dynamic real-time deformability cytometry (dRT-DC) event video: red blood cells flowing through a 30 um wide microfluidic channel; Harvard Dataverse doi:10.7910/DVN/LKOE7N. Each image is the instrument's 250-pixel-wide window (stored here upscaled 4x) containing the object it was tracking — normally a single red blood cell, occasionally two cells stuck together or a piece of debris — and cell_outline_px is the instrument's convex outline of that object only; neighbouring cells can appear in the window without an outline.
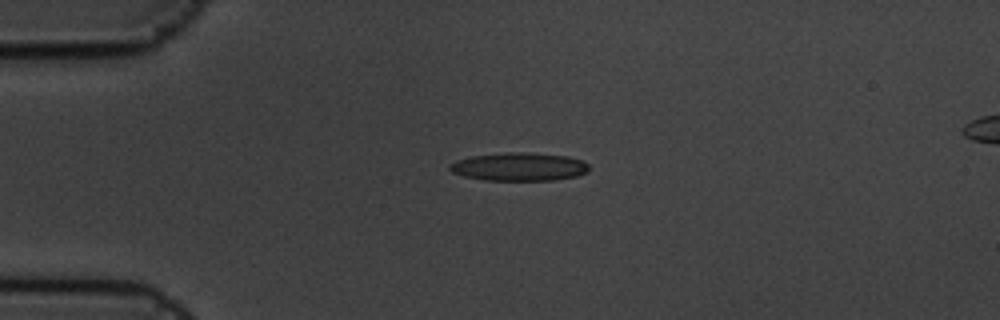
{"species": "common noctule bat (a hibernating species)", "species_latin": "Nyctalus noctula", "temperature_condition": "cold", "stored_images_in_passage": 3, "camera_frame_rate_fps": 3000, "um_per_image_px": 0.085, "animal": {"sex": "male", "body_mass_g": 19.5, "forearm_length_mm": 54.6}, "frame": {"image": 1, "passage_image": 1, "time_ms": 0.0, "image_size_px": [1000, 320], "cell_outline_px": [[588, 172], [576, 176], [552, 180], [484, 180], [464, 176], [452, 172], [448, 168], [448, 164], [456, 160], [472, 156], [508, 152], [520, 152], [568, 156], [584, 160], [588, 164]], "centroid_in_image_um": [44.12, 14.17], "position_along_channel_um": 40.9, "area_um2": 22.89}}
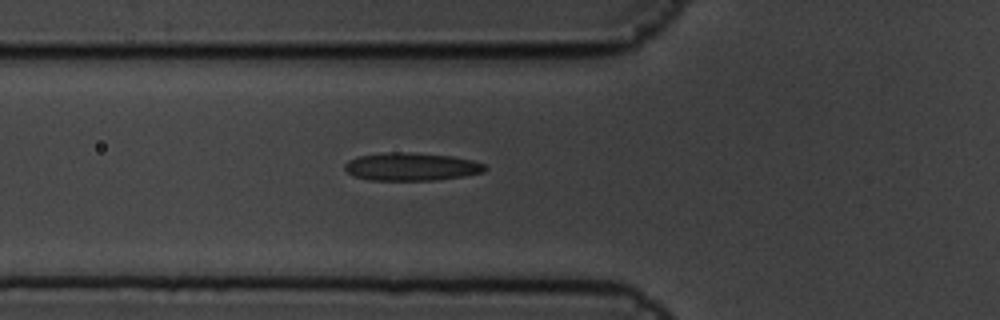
{"frame": {"image": 2, "passage_image": 3, "time_ms": 0.667, "image_size_px": [1000, 320], "cell_outline_px": [[488, 168], [484, 172], [464, 176], [436, 180], [368, 180], [352, 176], [344, 168], [344, 164], [348, 160], [356, 156], [388, 152], [408, 152], [452, 156], [472, 160], [484, 164]], "centroid_in_image_um": [34.94, 14.17], "position_along_channel_um": 90.9, "area_um2": 23.0}}